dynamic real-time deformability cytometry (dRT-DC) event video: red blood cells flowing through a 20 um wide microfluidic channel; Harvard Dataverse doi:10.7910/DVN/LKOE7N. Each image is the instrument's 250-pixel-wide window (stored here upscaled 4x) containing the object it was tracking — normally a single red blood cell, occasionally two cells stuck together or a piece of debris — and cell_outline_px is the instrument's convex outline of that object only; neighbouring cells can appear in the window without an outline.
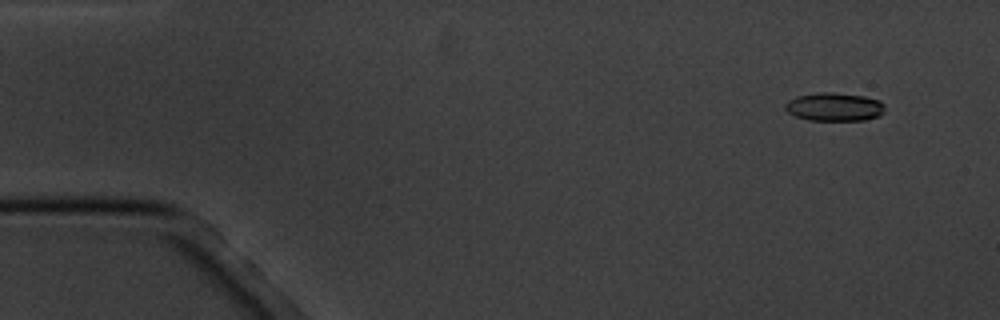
{"species": "common noctule bat (a hibernating species)", "species_latin": "Nyctalus noctula", "temperature_condition": "cold", "stored_images_in_passage": 5, "camera_frame_rate_fps": 3000, "um_per_image_px": 0.085, "animal": {"sex": "male", "body_mass_g": 20.1, "forearm_length_mm": 53.5}, "frame": {"image": 1, "passage_image": 1, "time_ms": 0.0, "image_size_px": [1000, 320], "cell_outline_px": [[884, 112], [880, 116], [864, 120], [808, 120], [796, 116], [788, 112], [784, 108], [784, 104], [788, 100], [796, 96], [824, 92], [832, 92], [864, 96], [880, 100], [884, 104]], "centroid_in_image_um": [70.93, 9.08], "position_along_channel_um": 14.1, "area_um2": 16.53}}
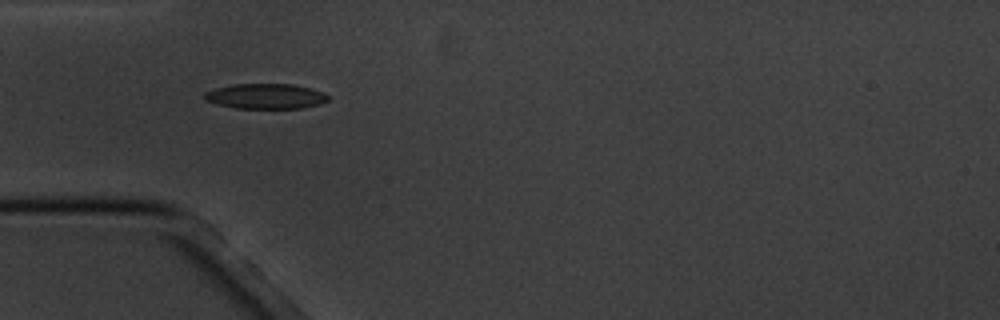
{"frame": {"image": 2, "passage_image": 4, "time_ms": 4.333, "image_size_px": [1000, 320], "cell_outline_px": [[328, 100], [316, 104], [300, 108], [236, 108], [204, 100], [204, 92], [216, 88], [236, 84], [292, 84], [324, 92], [328, 96]], "centroid_in_image_um": [22.56, 8.17], "position_along_channel_um": 62.4, "area_um2": 17.8}}
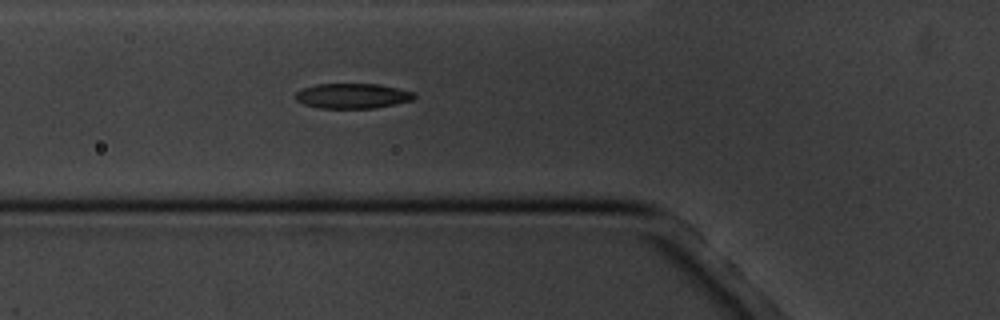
{"frame": {"image": 3, "passage_image": 5, "time_ms": 5.333, "image_size_px": [1000, 320], "cell_outline_px": [[416, 96], [412, 100], [396, 104], [376, 108], [320, 108], [304, 104], [296, 100], [296, 92], [304, 88], [316, 84], [380, 84], [416, 92]], "centroid_in_image_um": [30.01, 8.15], "position_along_channel_um": 95.8, "area_um2": 17.4}}